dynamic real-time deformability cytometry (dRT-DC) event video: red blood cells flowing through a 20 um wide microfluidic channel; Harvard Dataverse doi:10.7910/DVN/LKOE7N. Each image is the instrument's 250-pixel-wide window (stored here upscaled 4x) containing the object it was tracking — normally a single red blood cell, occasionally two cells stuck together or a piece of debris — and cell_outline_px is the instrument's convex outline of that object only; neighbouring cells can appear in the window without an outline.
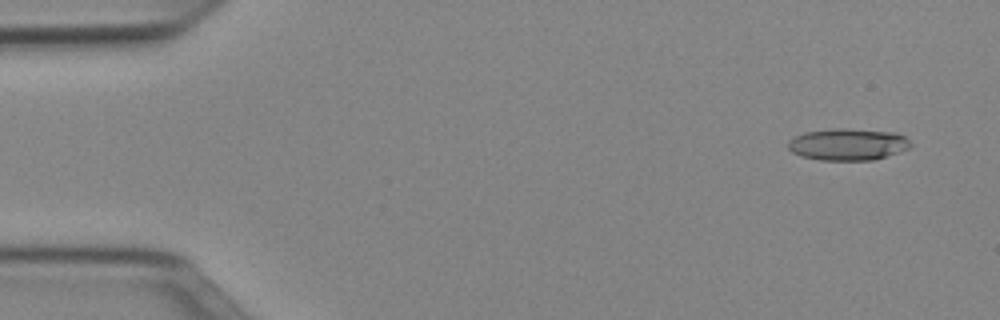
{"species": "Egyptian fruit bat (a non-hibernating species)", "species_latin": "Rousettus aegyptiacus", "temperature_condition": "cold", "stored_images_in_passage": 50, "camera_frame_rate_fps": 3000, "um_per_image_px": 0.085, "animal": {"sex": "female"}, "frame": {"image": 1, "passage_image": 3, "time_ms": 0.667, "image_size_px": [1000, 320], "cell_outline_px": [[912, 144], [908, 148], [900, 152], [872, 160], [820, 160], [800, 156], [792, 152], [788, 148], [788, 140], [804, 132], [832, 128], [848, 128], [896, 132], [904, 136]], "centroid_in_image_um": [72.05, 12.26], "position_along_channel_um": 12.9, "area_um2": 22.89}}
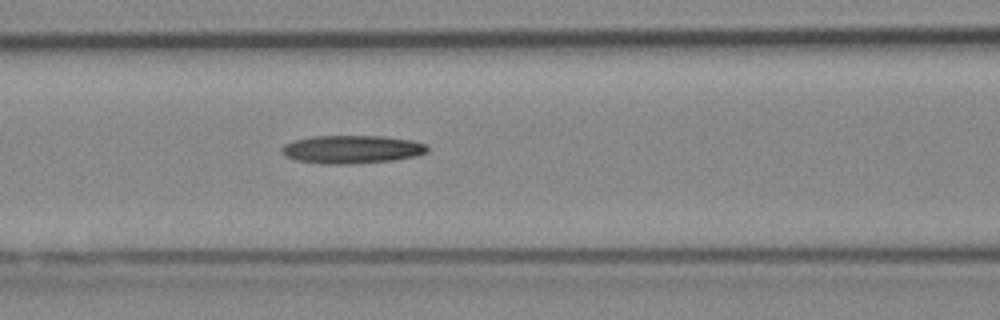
{"frame": {"image": 2, "passage_image": 21, "time_ms": 6.667, "image_size_px": [1000, 320], "cell_outline_px": [[428, 152], [416, 156], [392, 160], [348, 164], [320, 164], [296, 160], [284, 156], [280, 152], [280, 148], [284, 144], [292, 140], [312, 136], [384, 136], [412, 140], [428, 144]], "centroid_in_image_um": [29.87, 12.69], "position_along_channel_um": 136.7, "area_um2": 24.22}}
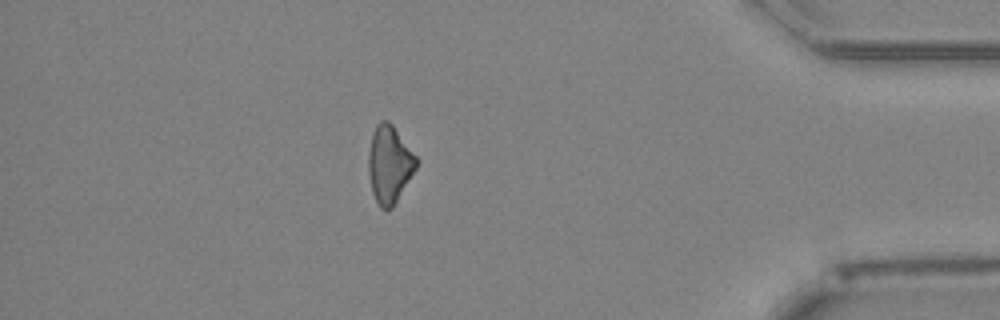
{"frame": {"image": 3, "passage_image": 44, "time_ms": 14.333, "image_size_px": [1000, 320], "cell_outline_px": [[420, 160], [416, 168], [392, 208], [380, 208], [372, 192], [368, 172], [368, 152], [372, 132], [376, 124], [380, 120], [388, 120], [392, 124]], "centroid_in_image_um": [33.09, 13.92], "position_along_channel_um": 402.1, "area_um2": 21.68}}